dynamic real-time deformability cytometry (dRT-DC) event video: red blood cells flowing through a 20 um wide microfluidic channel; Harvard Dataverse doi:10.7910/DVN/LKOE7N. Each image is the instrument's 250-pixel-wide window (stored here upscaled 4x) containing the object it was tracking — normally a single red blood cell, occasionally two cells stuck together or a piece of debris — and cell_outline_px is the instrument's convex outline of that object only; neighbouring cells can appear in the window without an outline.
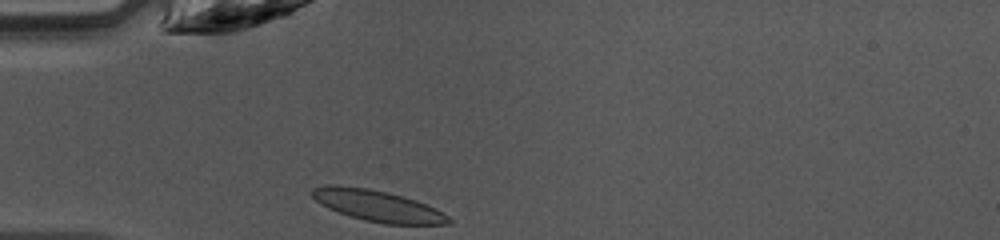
{"species": "common noctule bat (a hibernating species)", "species_latin": "Nyctalus noctula", "temperature_condition": "warm", "stored_images_in_passage": 33, "camera_frame_rate_fps": 3000, "um_per_image_px": 0.085, "animal": {"sex": "female", "body_mass_g": 10.0, "forearm_length_mm": 53.1}, "frame": {"image": 1, "passage_image": 1, "time_ms": 0.0, "image_size_px": [1000, 240], "cell_outline_px": [[452, 224], [384, 224], [364, 220], [328, 208], [320, 204], [312, 196], [312, 188], [324, 184], [336, 184], [368, 188], [388, 192], [416, 200], [436, 208], [448, 216], [452, 220]], "centroid_in_image_um": [32.09, 17.48], "position_along_channel_um": 52.9, "area_um2": 24.91}}
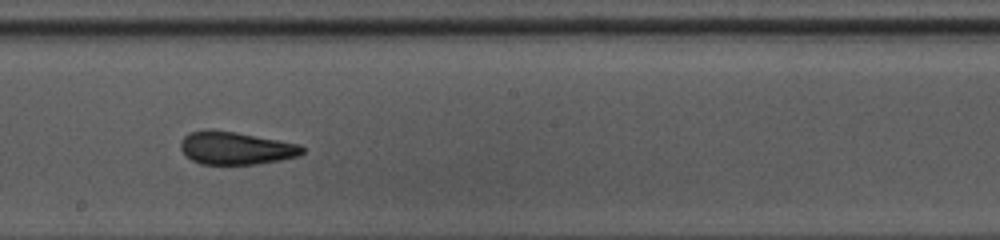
{"frame": {"image": 2, "passage_image": 14, "time_ms": 4.333, "image_size_px": [1000, 240], "cell_outline_px": [[304, 152], [300, 156], [280, 160], [256, 164], [200, 164], [192, 160], [180, 148], [180, 140], [188, 132], [208, 128], [236, 132], [300, 144], [304, 148]], "centroid_in_image_um": [20.03, 12.57], "position_along_channel_um": 228.2, "area_um2": 23.47}}
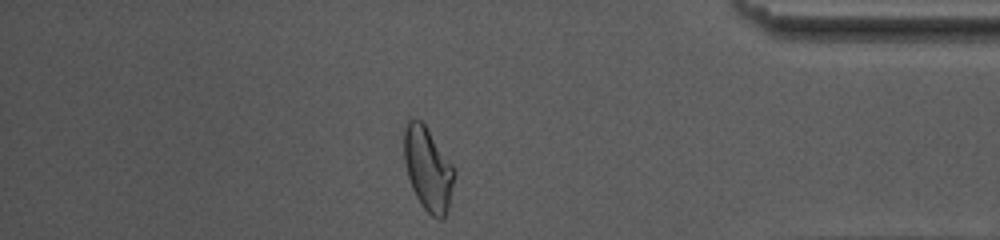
{"frame": {"image": 3, "passage_image": 28, "time_ms": 9.0, "image_size_px": [1000, 240], "cell_outline_px": [[456, 172], [448, 208], [444, 220], [440, 220], [432, 216], [420, 204], [412, 188], [404, 164], [404, 128], [408, 116], [420, 120], [424, 124], [456, 168]], "centroid_in_image_um": [36.38, 14.34], "position_along_channel_um": 398.8, "area_um2": 24.8}, "authors_computed_cell_mechanics": {"area_um2": 23.8714, "velocity_mm_per_s": 4.2356, "shape_relaxation_time_tau1_ms": null, "shape_relaxation_time_tau2_ms": 1.2681, "deformation_change_tau1": null, "deformation_change_tau2": 0.0732}}